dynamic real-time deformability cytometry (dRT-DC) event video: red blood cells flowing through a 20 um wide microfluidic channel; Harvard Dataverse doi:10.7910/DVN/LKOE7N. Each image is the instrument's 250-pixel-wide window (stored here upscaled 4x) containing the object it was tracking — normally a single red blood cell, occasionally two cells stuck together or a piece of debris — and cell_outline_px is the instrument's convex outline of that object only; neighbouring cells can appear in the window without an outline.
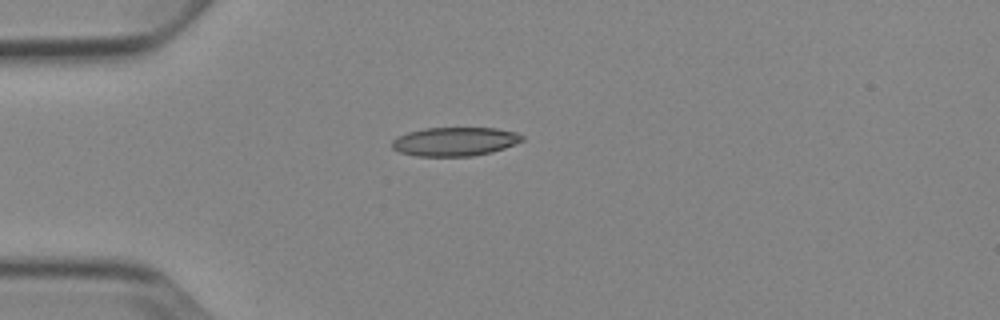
{"species": "Egyptian fruit bat (a non-hibernating species)", "species_latin": "Rousettus aegyptiacus", "temperature_condition": "cold", "stored_images_in_passage": 3, "camera_frame_rate_fps": 3000, "um_per_image_px": 0.085, "animal": {"sex": "female"}, "frame": {"image": 1, "passage_image": 1, "time_ms": 0.0, "image_size_px": [1000, 320], "cell_outline_px": [[524, 140], [504, 148], [492, 152], [472, 156], [416, 156], [400, 152], [392, 148], [392, 140], [396, 136], [408, 132], [424, 128], [496, 128], [516, 132], [524, 136]], "centroid_in_image_um": [38.65, 12.03], "position_along_channel_um": 46.4, "area_um2": 21.91}}
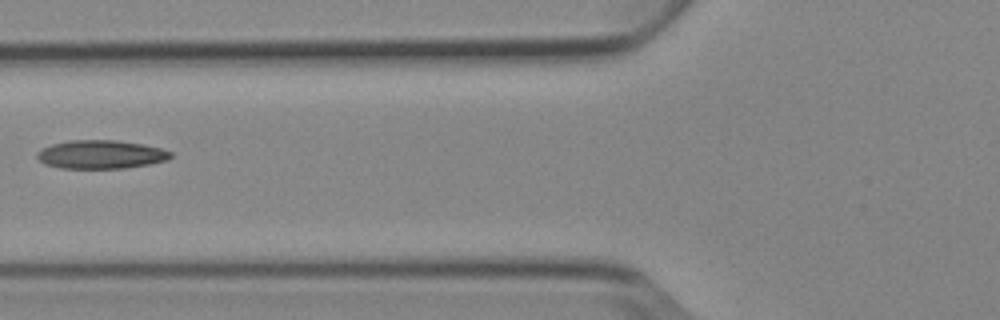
{"frame": {"image": 2, "passage_image": 3, "time_ms": 2.333, "image_size_px": [1000, 320], "cell_outline_px": [[172, 156], [168, 160], [148, 164], [124, 168], [60, 168], [44, 164], [36, 156], [36, 152], [40, 148], [52, 144], [68, 140], [116, 140], [144, 144], [160, 148], [172, 152]], "centroid_in_image_um": [8.55, 13.12], "position_along_channel_um": 117.3, "area_um2": 22.31}}